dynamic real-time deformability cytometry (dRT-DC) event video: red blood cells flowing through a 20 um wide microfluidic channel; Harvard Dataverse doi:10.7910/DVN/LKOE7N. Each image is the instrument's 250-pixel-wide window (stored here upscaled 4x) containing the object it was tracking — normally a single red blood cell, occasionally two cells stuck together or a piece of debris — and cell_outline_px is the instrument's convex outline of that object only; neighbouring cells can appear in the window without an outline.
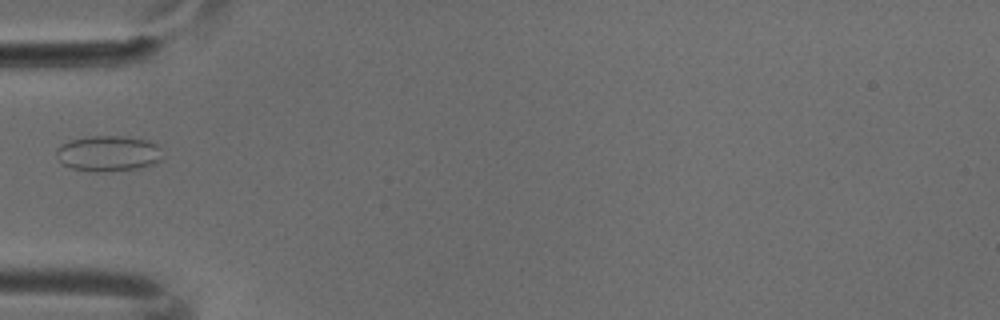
{"species": "common noctule bat (a hibernating species)", "species_latin": "Nyctalus noctula", "temperature_condition": "cold", "stored_images_in_passage": 6, "camera_frame_rate_fps": 3000, "um_per_image_px": 0.085, "animal": {"sex": "male", "body_mass_g": 18.8}, "frame": {"image": 1, "passage_image": 5, "time_ms": 1.333, "image_size_px": [1000, 320], "cell_outline_px": [[164, 160], [156, 164], [140, 168], [96, 172], [72, 168], [64, 164], [56, 156], [56, 148], [60, 144], [72, 140], [92, 136], [120, 136], [148, 140], [156, 144], [160, 148]], "centroid_in_image_um": [9.25, 13.05], "position_along_channel_um": 75.7, "area_um2": 22.14}}
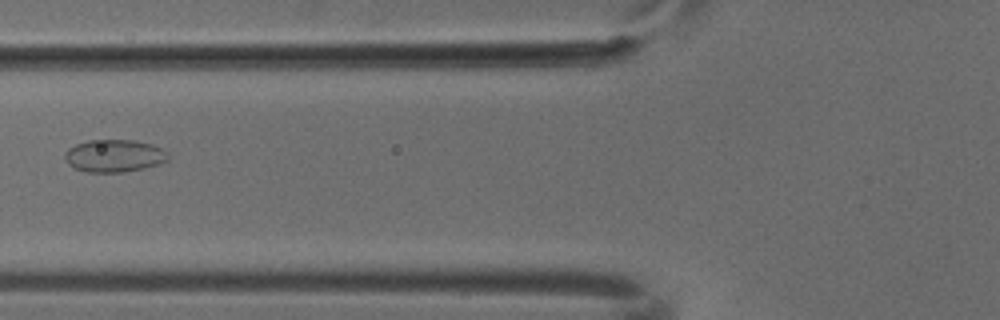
{"frame": {"image": 2, "passage_image": 6, "time_ms": 1.667, "image_size_px": [1000, 320], "cell_outline_px": [[168, 160], [160, 164], [144, 168], [124, 172], [88, 172], [76, 168], [68, 164], [64, 160], [64, 152], [68, 148], [76, 144], [88, 140], [132, 140], [152, 144], [164, 148], [168, 152]], "centroid_in_image_um": [9.72, 13.24], "position_along_channel_um": 116.1, "area_um2": 19.77}}